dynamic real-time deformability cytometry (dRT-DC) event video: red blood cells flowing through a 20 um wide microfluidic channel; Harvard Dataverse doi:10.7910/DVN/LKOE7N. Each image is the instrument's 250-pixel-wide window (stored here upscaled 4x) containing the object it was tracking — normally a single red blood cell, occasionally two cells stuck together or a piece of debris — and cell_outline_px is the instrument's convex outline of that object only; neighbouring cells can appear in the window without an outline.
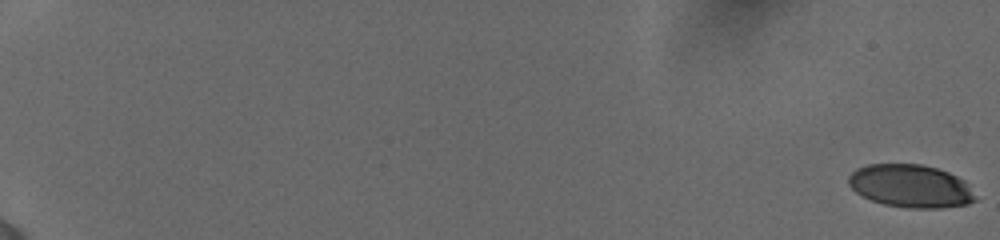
{"species": "human", "species_latin": "Homo sapiens", "temperature_condition": "cold", "stored_images_in_passage": 57, "camera_frame_rate_fps": 3000, "um_per_image_px": 0.085, "donor": {"sex": "female"}, "frame": {"image": 1, "passage_image": 1, "time_ms": 0.0, "image_size_px": [1000, 240], "cell_outline_px": [[976, 200], [968, 204], [940, 208], [908, 208], [884, 204], [872, 200], [856, 192], [848, 184], [848, 176], [856, 168], [868, 164], [920, 164], [936, 168], [948, 172], [964, 180], [976, 196]], "centroid_in_image_um": [77.4, 15.81], "position_along_channel_um": 7.6, "area_um2": 31.67}}
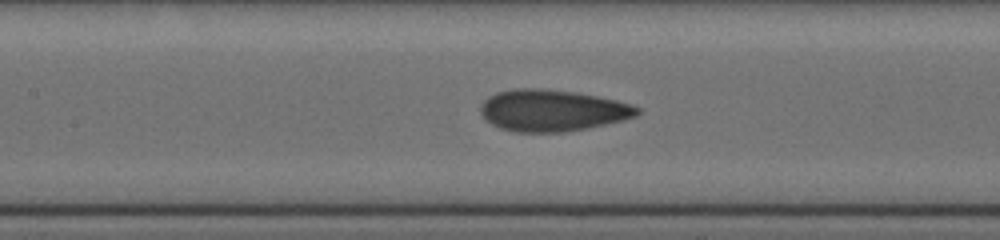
{"frame": {"image": 2, "passage_image": 31, "time_ms": 10.0, "image_size_px": [1000, 240], "cell_outline_px": [[640, 112], [636, 116], [588, 128], [564, 132], [516, 132], [500, 128], [492, 124], [480, 112], [480, 108], [484, 100], [488, 96], [496, 92], [516, 88], [540, 88], [572, 92], [596, 96], [616, 100], [632, 104], [640, 108]], "centroid_in_image_um": [46.93, 9.38], "position_along_channel_um": 160.5, "area_um2": 37.74}}
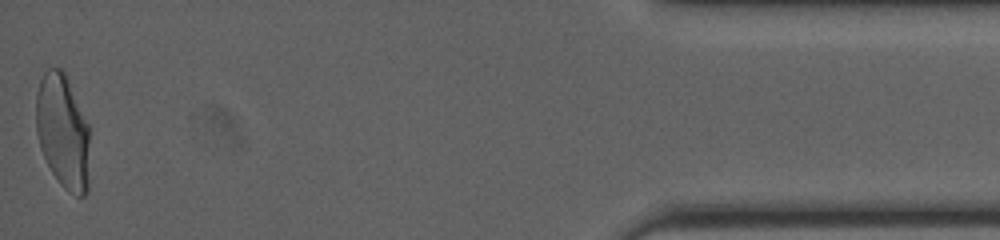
{"frame": {"image": 3, "passage_image": 57, "time_ms": 18.667, "image_size_px": [1000, 240], "cell_outline_px": [[88, 192], [84, 196], [76, 196], [68, 192], [60, 184], [52, 172], [40, 148], [36, 132], [36, 92], [40, 80], [44, 72], [48, 68], [60, 68], [64, 72], [68, 80], [88, 124]], "centroid_in_image_um": [5.32, 11.19], "position_along_channel_um": 429.9, "area_um2": 35.66}, "authors_computed_cell_mechanics": {"area_um2": 36.0094, "velocity_mm_per_s": 3.8834, "shape_relaxation_time_tau1_ms": 5.7342, "shape_relaxation_time_tau2_ms": 0.8706, "deformation_change_tau1": 0.1904, "deformation_change_tau2": 0.063}}